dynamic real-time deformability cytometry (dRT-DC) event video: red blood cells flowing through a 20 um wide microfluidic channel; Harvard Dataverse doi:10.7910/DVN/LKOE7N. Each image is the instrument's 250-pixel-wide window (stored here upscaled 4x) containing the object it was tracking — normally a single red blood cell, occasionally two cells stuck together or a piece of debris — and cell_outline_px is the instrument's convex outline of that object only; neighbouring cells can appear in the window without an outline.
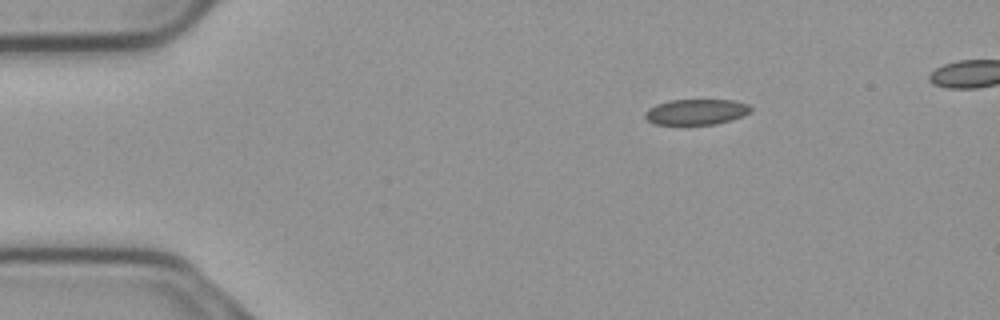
{"species": "common noctule bat (a hibernating species)", "species_latin": "Nyctalus noctula", "temperature_condition": "cold", "stored_images_in_passage": 44, "camera_frame_rate_fps": 3000, "um_per_image_px": 0.085, "animal": {"sex": "male", "body_mass_g": 23.1, "forearm_length_mm": 52.7}, "frame": {"image": 1, "passage_image": 1, "time_ms": 0.0, "image_size_px": [1000, 320], "cell_outline_px": [[752, 112], [744, 116], [716, 124], [656, 124], [648, 120], [644, 116], [644, 112], [648, 108], [656, 104], [668, 100], [732, 100], [748, 104], [752, 108]], "centroid_in_image_um": [59.19, 9.5], "position_along_channel_um": 25.8, "area_um2": 15.84}}
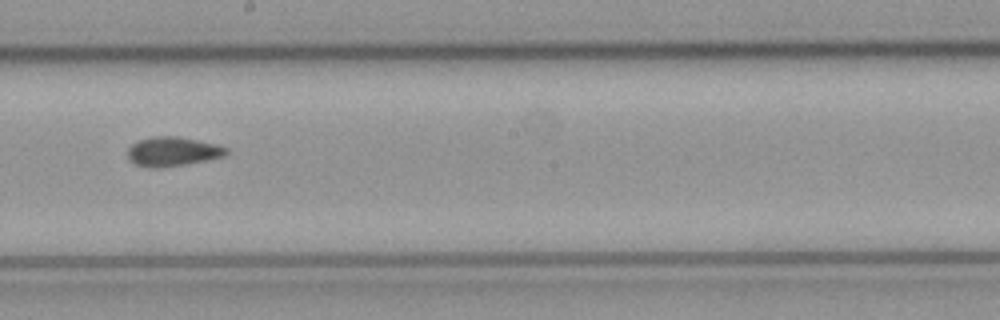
{"frame": {"image": 2, "passage_image": 23, "time_ms": 7.333, "image_size_px": [1000, 320], "cell_outline_px": [[228, 152], [224, 156], [184, 164], [160, 168], [152, 168], [136, 164], [128, 156], [128, 148], [132, 144], [140, 140], [156, 136], [180, 136], [216, 144], [228, 148]], "centroid_in_image_um": [14.69, 12.87], "position_along_channel_um": 233.5, "area_um2": 16.59}}
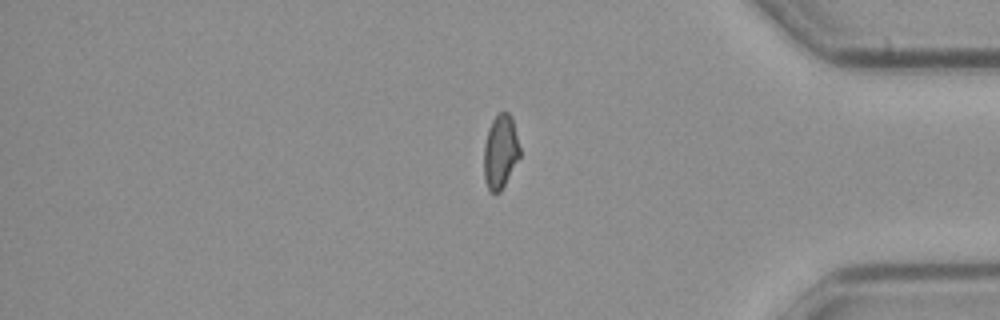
{"frame": {"image": 3, "passage_image": 38, "time_ms": 12.333, "image_size_px": [1000, 320], "cell_outline_px": [[520, 156], [500, 192], [496, 196], [488, 188], [484, 180], [484, 144], [488, 128], [492, 120], [500, 112], [508, 112], [512, 116], [520, 148]], "centroid_in_image_um": [42.53, 12.89], "position_along_channel_um": 392.7, "area_um2": 15.55}}